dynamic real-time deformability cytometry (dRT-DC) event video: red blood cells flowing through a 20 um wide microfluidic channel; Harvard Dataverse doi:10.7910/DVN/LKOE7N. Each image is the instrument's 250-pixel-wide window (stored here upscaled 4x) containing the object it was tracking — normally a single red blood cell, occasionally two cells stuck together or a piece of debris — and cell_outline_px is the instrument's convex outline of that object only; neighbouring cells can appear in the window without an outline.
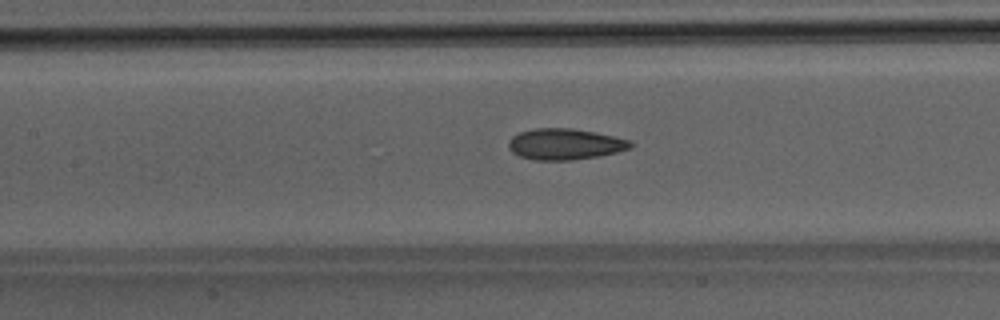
{"species": "Egyptian fruit bat (a non-hibernating species)", "species_latin": "Rousettus aegyptiacus", "temperature_condition": "room temperature", "stored_images_in_passage": 37, "camera_frame_rate_fps": 3000, "um_per_image_px": 0.085, "animal": {"sex": "male"}, "frame": {"image": 1, "passage_image": 11, "time_ms": 3.333, "image_size_px": [1000, 320], "cell_outline_px": [[632, 148], [600, 156], [572, 160], [536, 160], [520, 156], [512, 152], [508, 148], [508, 140], [512, 136], [520, 132], [536, 128], [572, 128], [596, 132], [628, 140], [632, 144]], "centroid_in_image_um": [47.99, 12.25], "position_along_channel_um": 159.4, "area_um2": 22.08}}
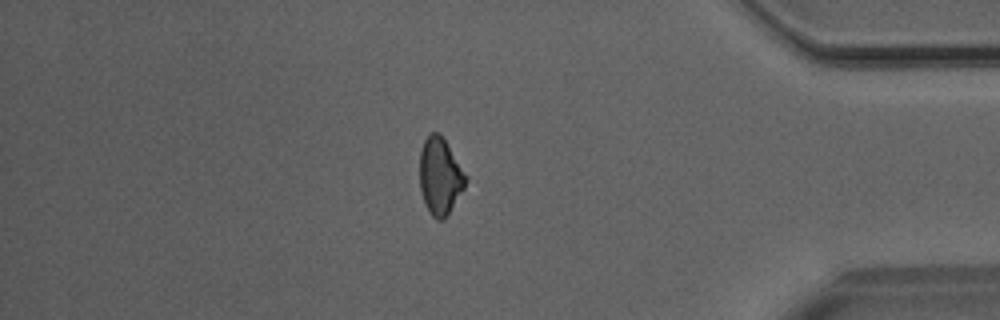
{"frame": {"image": 2, "passage_image": 30, "time_ms": 9.667, "image_size_px": [1000, 320], "cell_outline_px": [[468, 176], [464, 188], [444, 220], [436, 220], [432, 216], [424, 204], [420, 188], [420, 152], [424, 140], [432, 132], [436, 132], [444, 140]], "centroid_in_image_um": [37.4, 15.02], "position_along_channel_um": 397.8, "area_um2": 20.4}}
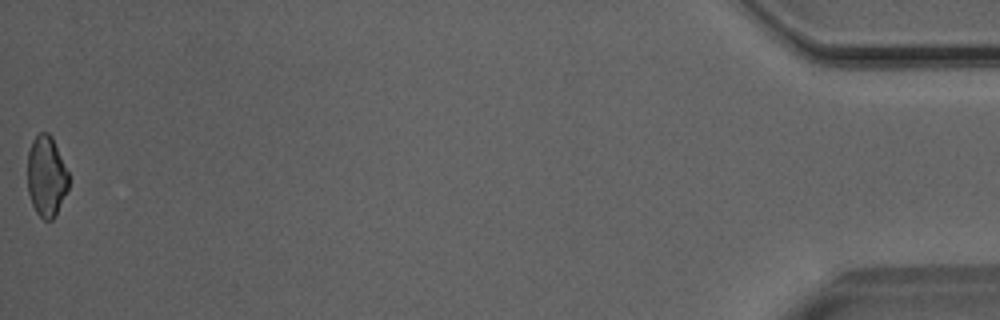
{"frame": {"image": 3, "passage_image": 37, "time_ms": 12.0, "image_size_px": [1000, 320], "cell_outline_px": [[68, 188], [56, 216], [52, 220], [44, 220], [36, 212], [32, 204], [28, 192], [28, 152], [32, 140], [40, 132], [48, 132], [52, 136], [68, 172]], "centroid_in_image_um": [3.94, 14.99], "position_along_channel_um": 431.3, "area_um2": 19.36}}